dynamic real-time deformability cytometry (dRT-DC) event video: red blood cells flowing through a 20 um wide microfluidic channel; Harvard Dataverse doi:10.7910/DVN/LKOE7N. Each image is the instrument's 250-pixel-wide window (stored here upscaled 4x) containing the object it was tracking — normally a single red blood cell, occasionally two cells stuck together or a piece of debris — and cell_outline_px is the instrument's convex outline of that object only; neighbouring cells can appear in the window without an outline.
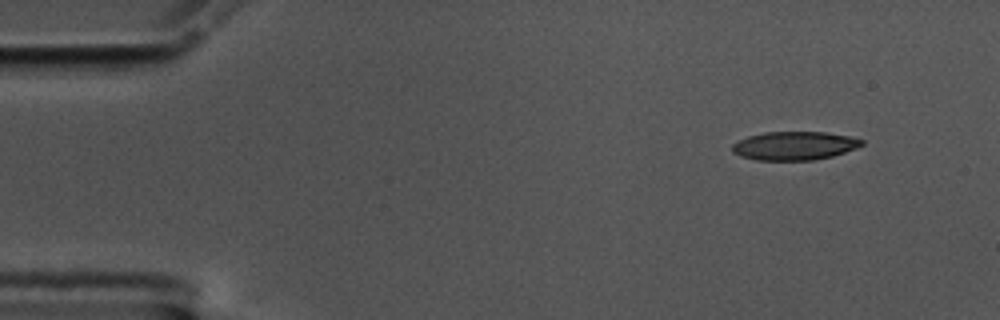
{"species": "common noctule bat (a hibernating species)", "species_latin": "Nyctalus noctula", "temperature_condition": "cold", "stored_images_in_passage": 52, "camera_frame_rate_fps": 3000, "um_per_image_px": 0.085, "animal": {"sex": "male", "body_mass_g": 17.5, "forearm_length_mm": 52.3}, "frame": {"image": 1, "passage_image": 1, "time_ms": 0.0, "image_size_px": [1000, 320], "cell_outline_px": [[864, 144], [856, 148], [832, 156], [812, 160], [756, 160], [740, 156], [732, 152], [732, 144], [748, 136], [764, 132], [824, 132], [848, 136], [864, 140]], "centroid_in_image_um": [67.51, 12.39], "position_along_channel_um": 17.5, "area_um2": 21.44}}
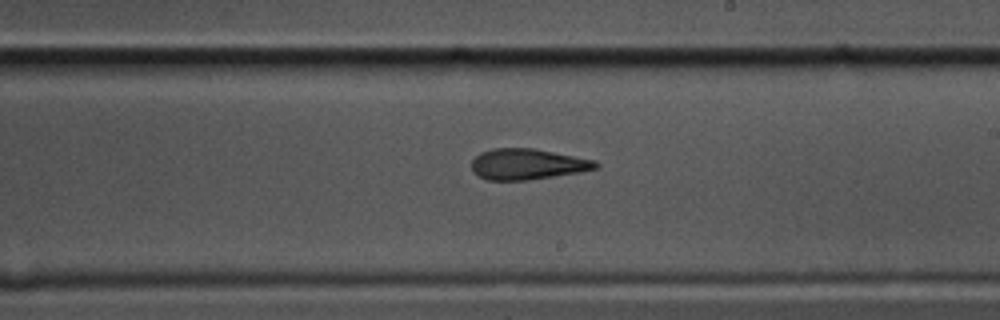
{"frame": {"image": 2, "passage_image": 28, "time_ms": 9.0, "image_size_px": [1000, 320], "cell_outline_px": [[600, 168], [580, 172], [528, 180], [488, 180], [480, 176], [472, 168], [472, 160], [480, 152], [492, 148], [532, 148], [596, 160], [600, 164]], "centroid_in_image_um": [44.87, 13.95], "position_along_channel_um": 244.1, "area_um2": 22.25}}
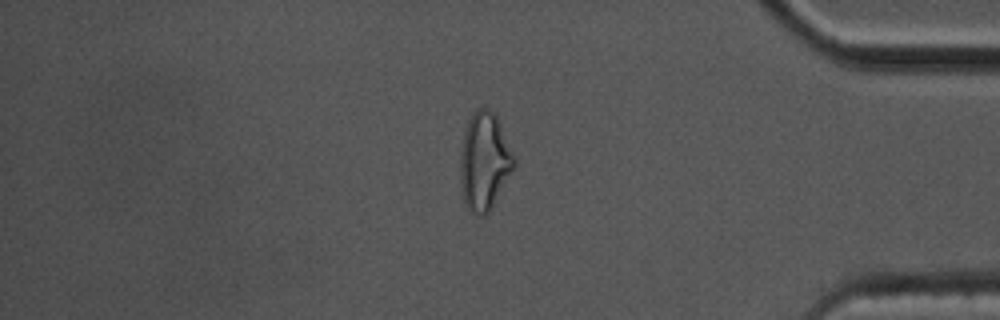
{"frame": {"image": 3, "passage_image": 43, "time_ms": 14.0, "image_size_px": [1000, 320], "cell_outline_px": [[516, 164], [488, 212], [484, 216], [476, 216], [468, 208], [464, 200], [460, 180], [460, 152], [464, 132], [468, 120], [472, 112], [476, 108], [488, 108], [496, 116], [516, 160]], "centroid_in_image_um": [41.15, 13.7], "position_along_channel_um": 394.1, "area_um2": 30.29}, "authors_computed_cell_mechanics": {"area_um2": 23.1489, "velocity_mm_per_s": 3.5516, "shape_relaxation_time_tau1_ms": 6.8042, "shape_relaxation_time_tau2_ms": 2.7554, "deformation_change_tau1": 0.2144, "deformation_change_tau2": 0.1322}}